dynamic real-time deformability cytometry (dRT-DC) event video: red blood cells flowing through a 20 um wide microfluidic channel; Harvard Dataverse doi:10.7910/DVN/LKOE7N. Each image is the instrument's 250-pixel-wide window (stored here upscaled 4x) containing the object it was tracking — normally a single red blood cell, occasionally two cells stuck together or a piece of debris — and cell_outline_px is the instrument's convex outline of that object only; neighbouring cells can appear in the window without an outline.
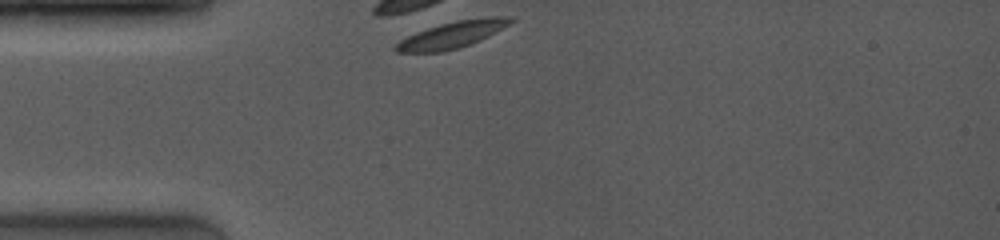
{"species": "common noctule bat (a hibernating species)", "species_latin": "Nyctalus noctula", "temperature_condition": "room temperature", "stored_images_in_passage": 2, "camera_frame_rate_fps": 4000, "um_per_image_px": 0.085, "animal": {"sex": "female", "body_mass_g": 19.0, "forearm_length_mm": 53.3}, "frame": {"image": 1, "passage_image": 1, "time_ms": 0.0, "image_size_px": [1000, 240], "cell_outline_px": [[516, 20], [496, 32], [480, 40], [460, 48], [440, 52], [396, 52], [392, 48], [400, 40], [416, 32], [440, 24], [456, 20], [488, 16], [516, 16]], "centroid_in_image_um": [38.49, 2.93], "position_along_channel_um": 46.5, "area_um2": 17.98}}